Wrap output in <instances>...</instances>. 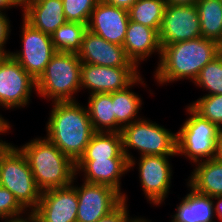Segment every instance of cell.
I'll return each instance as SVG.
<instances>
[{"instance_id":"obj_40","label":"cell","mask_w":222,"mask_h":222,"mask_svg":"<svg viewBox=\"0 0 222 222\" xmlns=\"http://www.w3.org/2000/svg\"><path fill=\"white\" fill-rule=\"evenodd\" d=\"M25 215V222H41L33 212H27Z\"/></svg>"},{"instance_id":"obj_17","label":"cell","mask_w":222,"mask_h":222,"mask_svg":"<svg viewBox=\"0 0 222 222\" xmlns=\"http://www.w3.org/2000/svg\"><path fill=\"white\" fill-rule=\"evenodd\" d=\"M75 171L76 176L84 172V182L111 186L123 196V200H128L125 192H121V178L129 171L127 159L78 160Z\"/></svg>"},{"instance_id":"obj_26","label":"cell","mask_w":222,"mask_h":222,"mask_svg":"<svg viewBox=\"0 0 222 222\" xmlns=\"http://www.w3.org/2000/svg\"><path fill=\"white\" fill-rule=\"evenodd\" d=\"M165 0H137L129 9V20L155 29L157 32L163 19Z\"/></svg>"},{"instance_id":"obj_7","label":"cell","mask_w":222,"mask_h":222,"mask_svg":"<svg viewBox=\"0 0 222 222\" xmlns=\"http://www.w3.org/2000/svg\"><path fill=\"white\" fill-rule=\"evenodd\" d=\"M0 186L8 189L26 211L33 212L38 207L41 191L37 188L26 156L19 147L13 146L3 157Z\"/></svg>"},{"instance_id":"obj_39","label":"cell","mask_w":222,"mask_h":222,"mask_svg":"<svg viewBox=\"0 0 222 222\" xmlns=\"http://www.w3.org/2000/svg\"><path fill=\"white\" fill-rule=\"evenodd\" d=\"M198 0H167L166 2L172 5L180 4H196Z\"/></svg>"},{"instance_id":"obj_42","label":"cell","mask_w":222,"mask_h":222,"mask_svg":"<svg viewBox=\"0 0 222 222\" xmlns=\"http://www.w3.org/2000/svg\"><path fill=\"white\" fill-rule=\"evenodd\" d=\"M0 220H5L4 222H25V218L23 215L19 217L5 218V219H0Z\"/></svg>"},{"instance_id":"obj_43","label":"cell","mask_w":222,"mask_h":222,"mask_svg":"<svg viewBox=\"0 0 222 222\" xmlns=\"http://www.w3.org/2000/svg\"><path fill=\"white\" fill-rule=\"evenodd\" d=\"M21 4V8H23L26 4L33 2L35 0H19Z\"/></svg>"},{"instance_id":"obj_10","label":"cell","mask_w":222,"mask_h":222,"mask_svg":"<svg viewBox=\"0 0 222 222\" xmlns=\"http://www.w3.org/2000/svg\"><path fill=\"white\" fill-rule=\"evenodd\" d=\"M158 36L161 45L202 37L196 4L167 3Z\"/></svg>"},{"instance_id":"obj_14","label":"cell","mask_w":222,"mask_h":222,"mask_svg":"<svg viewBox=\"0 0 222 222\" xmlns=\"http://www.w3.org/2000/svg\"><path fill=\"white\" fill-rule=\"evenodd\" d=\"M71 185L41 192L38 207L33 213L41 222H76L78 210L77 190Z\"/></svg>"},{"instance_id":"obj_22","label":"cell","mask_w":222,"mask_h":222,"mask_svg":"<svg viewBox=\"0 0 222 222\" xmlns=\"http://www.w3.org/2000/svg\"><path fill=\"white\" fill-rule=\"evenodd\" d=\"M194 166L187 184L210 197L222 196V162L213 158L195 163Z\"/></svg>"},{"instance_id":"obj_31","label":"cell","mask_w":222,"mask_h":222,"mask_svg":"<svg viewBox=\"0 0 222 222\" xmlns=\"http://www.w3.org/2000/svg\"><path fill=\"white\" fill-rule=\"evenodd\" d=\"M27 211L19 204L14 195L0 186V218H14L26 214Z\"/></svg>"},{"instance_id":"obj_37","label":"cell","mask_w":222,"mask_h":222,"mask_svg":"<svg viewBox=\"0 0 222 222\" xmlns=\"http://www.w3.org/2000/svg\"><path fill=\"white\" fill-rule=\"evenodd\" d=\"M213 200H217L216 204L215 202L213 204L215 217L217 216L218 220L222 222V196H215Z\"/></svg>"},{"instance_id":"obj_30","label":"cell","mask_w":222,"mask_h":222,"mask_svg":"<svg viewBox=\"0 0 222 222\" xmlns=\"http://www.w3.org/2000/svg\"><path fill=\"white\" fill-rule=\"evenodd\" d=\"M100 0H62L65 20L87 25Z\"/></svg>"},{"instance_id":"obj_20","label":"cell","mask_w":222,"mask_h":222,"mask_svg":"<svg viewBox=\"0 0 222 222\" xmlns=\"http://www.w3.org/2000/svg\"><path fill=\"white\" fill-rule=\"evenodd\" d=\"M187 187L191 191L176 206L171 222H215L213 197L195 191L188 184Z\"/></svg>"},{"instance_id":"obj_2","label":"cell","mask_w":222,"mask_h":222,"mask_svg":"<svg viewBox=\"0 0 222 222\" xmlns=\"http://www.w3.org/2000/svg\"><path fill=\"white\" fill-rule=\"evenodd\" d=\"M52 106L46 138L76 163L95 133L87 108L78 101H57Z\"/></svg>"},{"instance_id":"obj_32","label":"cell","mask_w":222,"mask_h":222,"mask_svg":"<svg viewBox=\"0 0 222 222\" xmlns=\"http://www.w3.org/2000/svg\"><path fill=\"white\" fill-rule=\"evenodd\" d=\"M135 219L132 217L130 219L127 200H123L113 211L97 222H133Z\"/></svg>"},{"instance_id":"obj_11","label":"cell","mask_w":222,"mask_h":222,"mask_svg":"<svg viewBox=\"0 0 222 222\" xmlns=\"http://www.w3.org/2000/svg\"><path fill=\"white\" fill-rule=\"evenodd\" d=\"M73 186L78 197L76 222H97L123 201V196L108 185L83 182Z\"/></svg>"},{"instance_id":"obj_13","label":"cell","mask_w":222,"mask_h":222,"mask_svg":"<svg viewBox=\"0 0 222 222\" xmlns=\"http://www.w3.org/2000/svg\"><path fill=\"white\" fill-rule=\"evenodd\" d=\"M137 67H110L94 64H81V89L89 94L112 93L130 85L138 76Z\"/></svg>"},{"instance_id":"obj_44","label":"cell","mask_w":222,"mask_h":222,"mask_svg":"<svg viewBox=\"0 0 222 222\" xmlns=\"http://www.w3.org/2000/svg\"><path fill=\"white\" fill-rule=\"evenodd\" d=\"M133 222H151V221H150V220L147 221V220H146L145 218H143V217H142V218H141V217H139V218L137 217Z\"/></svg>"},{"instance_id":"obj_4","label":"cell","mask_w":222,"mask_h":222,"mask_svg":"<svg viewBox=\"0 0 222 222\" xmlns=\"http://www.w3.org/2000/svg\"><path fill=\"white\" fill-rule=\"evenodd\" d=\"M81 64L78 53L57 51L36 81V93L57 101H76L81 90Z\"/></svg>"},{"instance_id":"obj_45","label":"cell","mask_w":222,"mask_h":222,"mask_svg":"<svg viewBox=\"0 0 222 222\" xmlns=\"http://www.w3.org/2000/svg\"><path fill=\"white\" fill-rule=\"evenodd\" d=\"M6 55L0 54V61L5 57Z\"/></svg>"},{"instance_id":"obj_41","label":"cell","mask_w":222,"mask_h":222,"mask_svg":"<svg viewBox=\"0 0 222 222\" xmlns=\"http://www.w3.org/2000/svg\"><path fill=\"white\" fill-rule=\"evenodd\" d=\"M11 125L9 123L8 120H6L5 118L2 117V115L0 114V133H3V131L9 126Z\"/></svg>"},{"instance_id":"obj_19","label":"cell","mask_w":222,"mask_h":222,"mask_svg":"<svg viewBox=\"0 0 222 222\" xmlns=\"http://www.w3.org/2000/svg\"><path fill=\"white\" fill-rule=\"evenodd\" d=\"M22 13L27 23L49 35L66 22L62 0H35L26 4Z\"/></svg>"},{"instance_id":"obj_25","label":"cell","mask_w":222,"mask_h":222,"mask_svg":"<svg viewBox=\"0 0 222 222\" xmlns=\"http://www.w3.org/2000/svg\"><path fill=\"white\" fill-rule=\"evenodd\" d=\"M196 7L202 37L217 41L222 45V1L198 0Z\"/></svg>"},{"instance_id":"obj_28","label":"cell","mask_w":222,"mask_h":222,"mask_svg":"<svg viewBox=\"0 0 222 222\" xmlns=\"http://www.w3.org/2000/svg\"><path fill=\"white\" fill-rule=\"evenodd\" d=\"M193 83L208 90L206 95H222V52L201 69Z\"/></svg>"},{"instance_id":"obj_34","label":"cell","mask_w":222,"mask_h":222,"mask_svg":"<svg viewBox=\"0 0 222 222\" xmlns=\"http://www.w3.org/2000/svg\"><path fill=\"white\" fill-rule=\"evenodd\" d=\"M12 126H8L4 131L3 133H0L1 134H4V133H8V131L10 130ZM14 145H12L11 143H8L6 141H3L2 139H0V166H1V162L3 160V157L9 152V150L13 147Z\"/></svg>"},{"instance_id":"obj_9","label":"cell","mask_w":222,"mask_h":222,"mask_svg":"<svg viewBox=\"0 0 222 222\" xmlns=\"http://www.w3.org/2000/svg\"><path fill=\"white\" fill-rule=\"evenodd\" d=\"M36 91V80L10 55L0 61V106L17 109L27 106Z\"/></svg>"},{"instance_id":"obj_35","label":"cell","mask_w":222,"mask_h":222,"mask_svg":"<svg viewBox=\"0 0 222 222\" xmlns=\"http://www.w3.org/2000/svg\"><path fill=\"white\" fill-rule=\"evenodd\" d=\"M112 6L129 9L137 0H100Z\"/></svg>"},{"instance_id":"obj_29","label":"cell","mask_w":222,"mask_h":222,"mask_svg":"<svg viewBox=\"0 0 222 222\" xmlns=\"http://www.w3.org/2000/svg\"><path fill=\"white\" fill-rule=\"evenodd\" d=\"M188 105L201 117L222 129V95H204Z\"/></svg>"},{"instance_id":"obj_33","label":"cell","mask_w":222,"mask_h":222,"mask_svg":"<svg viewBox=\"0 0 222 222\" xmlns=\"http://www.w3.org/2000/svg\"><path fill=\"white\" fill-rule=\"evenodd\" d=\"M9 17L5 13H0V54L9 55L11 51L5 49V45L8 42L9 35L11 33Z\"/></svg>"},{"instance_id":"obj_24","label":"cell","mask_w":222,"mask_h":222,"mask_svg":"<svg viewBox=\"0 0 222 222\" xmlns=\"http://www.w3.org/2000/svg\"><path fill=\"white\" fill-rule=\"evenodd\" d=\"M86 106L95 132H116L112 93L89 95Z\"/></svg>"},{"instance_id":"obj_27","label":"cell","mask_w":222,"mask_h":222,"mask_svg":"<svg viewBox=\"0 0 222 222\" xmlns=\"http://www.w3.org/2000/svg\"><path fill=\"white\" fill-rule=\"evenodd\" d=\"M87 25L76 22H65L51 34L53 46L57 51L78 53Z\"/></svg>"},{"instance_id":"obj_16","label":"cell","mask_w":222,"mask_h":222,"mask_svg":"<svg viewBox=\"0 0 222 222\" xmlns=\"http://www.w3.org/2000/svg\"><path fill=\"white\" fill-rule=\"evenodd\" d=\"M78 57L82 63L110 67H136L123 46L108 42L88 29L82 39Z\"/></svg>"},{"instance_id":"obj_3","label":"cell","mask_w":222,"mask_h":222,"mask_svg":"<svg viewBox=\"0 0 222 222\" xmlns=\"http://www.w3.org/2000/svg\"><path fill=\"white\" fill-rule=\"evenodd\" d=\"M19 148L41 192L72 184L76 176L75 163L46 137L35 138Z\"/></svg>"},{"instance_id":"obj_38","label":"cell","mask_w":222,"mask_h":222,"mask_svg":"<svg viewBox=\"0 0 222 222\" xmlns=\"http://www.w3.org/2000/svg\"><path fill=\"white\" fill-rule=\"evenodd\" d=\"M215 158L222 162V130L221 129L218 135Z\"/></svg>"},{"instance_id":"obj_15","label":"cell","mask_w":222,"mask_h":222,"mask_svg":"<svg viewBox=\"0 0 222 222\" xmlns=\"http://www.w3.org/2000/svg\"><path fill=\"white\" fill-rule=\"evenodd\" d=\"M129 24L128 10L99 1L87 29L110 43L123 46Z\"/></svg>"},{"instance_id":"obj_18","label":"cell","mask_w":222,"mask_h":222,"mask_svg":"<svg viewBox=\"0 0 222 222\" xmlns=\"http://www.w3.org/2000/svg\"><path fill=\"white\" fill-rule=\"evenodd\" d=\"M123 47L127 57L138 68L141 61L147 60L153 53L161 56V44L158 32L143 24L129 20Z\"/></svg>"},{"instance_id":"obj_6","label":"cell","mask_w":222,"mask_h":222,"mask_svg":"<svg viewBox=\"0 0 222 222\" xmlns=\"http://www.w3.org/2000/svg\"><path fill=\"white\" fill-rule=\"evenodd\" d=\"M186 108L189 118L176 132L177 155H184L193 164L215 158L220 129L189 105Z\"/></svg>"},{"instance_id":"obj_36","label":"cell","mask_w":222,"mask_h":222,"mask_svg":"<svg viewBox=\"0 0 222 222\" xmlns=\"http://www.w3.org/2000/svg\"><path fill=\"white\" fill-rule=\"evenodd\" d=\"M18 6H21L19 0H0V13H6L3 11L9 8L12 9V7L17 8Z\"/></svg>"},{"instance_id":"obj_23","label":"cell","mask_w":222,"mask_h":222,"mask_svg":"<svg viewBox=\"0 0 222 222\" xmlns=\"http://www.w3.org/2000/svg\"><path fill=\"white\" fill-rule=\"evenodd\" d=\"M127 159L122 136L117 132H95L79 160Z\"/></svg>"},{"instance_id":"obj_5","label":"cell","mask_w":222,"mask_h":222,"mask_svg":"<svg viewBox=\"0 0 222 222\" xmlns=\"http://www.w3.org/2000/svg\"><path fill=\"white\" fill-rule=\"evenodd\" d=\"M123 152L129 161V171L134 168L136 160L130 149L138 150L144 155H177L176 133L146 118H140L121 130ZM130 148V149H129Z\"/></svg>"},{"instance_id":"obj_12","label":"cell","mask_w":222,"mask_h":222,"mask_svg":"<svg viewBox=\"0 0 222 222\" xmlns=\"http://www.w3.org/2000/svg\"><path fill=\"white\" fill-rule=\"evenodd\" d=\"M169 157L144 155L137 161L142 191L155 206H160L169 193L173 171Z\"/></svg>"},{"instance_id":"obj_8","label":"cell","mask_w":222,"mask_h":222,"mask_svg":"<svg viewBox=\"0 0 222 222\" xmlns=\"http://www.w3.org/2000/svg\"><path fill=\"white\" fill-rule=\"evenodd\" d=\"M22 21L21 51L10 52L9 55L37 81L57 50L53 46L51 35L35 29L24 19Z\"/></svg>"},{"instance_id":"obj_21","label":"cell","mask_w":222,"mask_h":222,"mask_svg":"<svg viewBox=\"0 0 222 222\" xmlns=\"http://www.w3.org/2000/svg\"><path fill=\"white\" fill-rule=\"evenodd\" d=\"M136 84H141L143 87H145L142 75H139L126 88L112 92V102L116 119L117 133H121L122 128L126 125L142 118L138 116V113H140L139 110H141V106L143 104L141 97L131 90Z\"/></svg>"},{"instance_id":"obj_1","label":"cell","mask_w":222,"mask_h":222,"mask_svg":"<svg viewBox=\"0 0 222 222\" xmlns=\"http://www.w3.org/2000/svg\"><path fill=\"white\" fill-rule=\"evenodd\" d=\"M161 47L160 60L154 71V78L160 85L182 79L193 83L201 69L222 52L217 41L203 37Z\"/></svg>"}]
</instances>
